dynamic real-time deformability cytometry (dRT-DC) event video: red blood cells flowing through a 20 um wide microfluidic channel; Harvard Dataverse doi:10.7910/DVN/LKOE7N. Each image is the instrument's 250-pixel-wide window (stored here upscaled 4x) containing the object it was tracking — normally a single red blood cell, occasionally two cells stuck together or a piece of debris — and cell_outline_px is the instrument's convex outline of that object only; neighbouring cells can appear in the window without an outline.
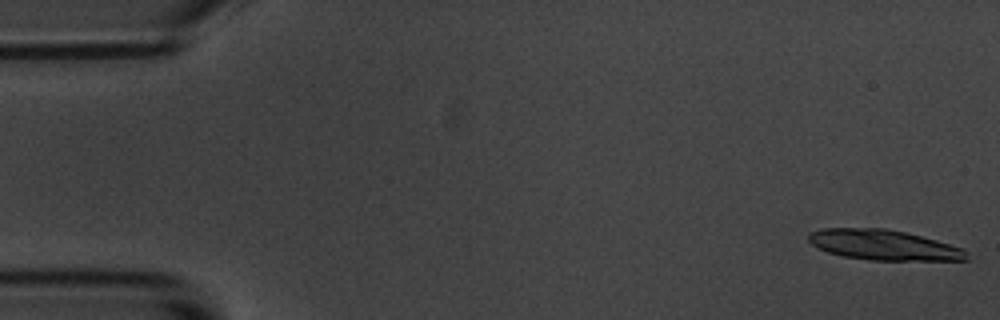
{"species": "common noctule bat (a hibernating species)", "species_latin": "Nyctalus noctula", "temperature_condition": "room temperature", "stored_images_in_passage": 15, "camera_frame_rate_fps": 3000, "um_per_image_px": 0.085, "animal": {"sex": "male", "body_mass_g": 20.1, "forearm_length_mm": 53.5}, "frame": {"image": 1, "passage_image": 1, "time_ms": 0.0, "image_size_px": [1000, 320], "cell_outline_px": [[968, 260], [868, 260], [844, 256], [828, 252], [812, 244], [808, 240], [808, 232], [820, 228], [884, 228], [904, 232], [936, 240], [964, 248], [968, 252]], "centroid_in_image_um": [75.11, 20.82], "position_along_channel_um": 9.9, "area_um2": 27.86}, "authors_computed_cell_mechanics": {"area_um2": 17.6868, "velocity_mm_per_s": 3.5014, "shape_relaxation_time_tau1_ms": 1.8581, "shape_relaxation_time_tau2_ms": 3.8598, "deformation_change_tau1": 0.1327, "deformation_change_tau2": 0.1084}}